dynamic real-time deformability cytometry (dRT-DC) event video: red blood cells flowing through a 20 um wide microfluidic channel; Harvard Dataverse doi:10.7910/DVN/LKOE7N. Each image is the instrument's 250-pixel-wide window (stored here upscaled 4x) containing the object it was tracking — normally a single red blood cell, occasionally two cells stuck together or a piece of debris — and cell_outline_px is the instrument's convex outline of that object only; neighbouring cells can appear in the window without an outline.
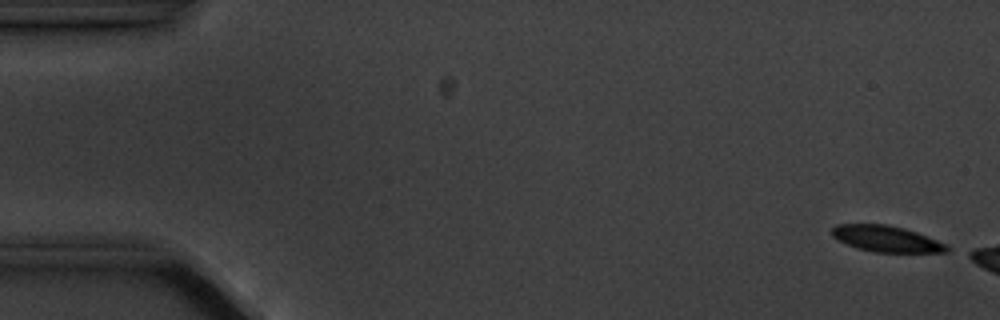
{"species": "common noctule bat (a hibernating species)", "species_latin": "Nyctalus noctula", "temperature_condition": "cold", "stored_images_in_passage": 5, "camera_frame_rate_fps": 3000, "um_per_image_px": 0.085, "animal": {"sex": "male", "body_mass_g": 20.1, "forearm_length_mm": 53.5}, "frame": {"image": 1, "passage_image": 1, "time_ms": 0.0, "image_size_px": [1000, 320], "cell_outline_px": [[952, 248], [948, 252], [876, 252], [860, 248], [848, 244], [832, 236], [832, 228], [836, 224], [888, 224], [904, 228], [916, 232], [948, 244]], "centroid_in_image_um": [75.4, 20.29], "position_along_channel_um": 9.6, "area_um2": 17.4}}